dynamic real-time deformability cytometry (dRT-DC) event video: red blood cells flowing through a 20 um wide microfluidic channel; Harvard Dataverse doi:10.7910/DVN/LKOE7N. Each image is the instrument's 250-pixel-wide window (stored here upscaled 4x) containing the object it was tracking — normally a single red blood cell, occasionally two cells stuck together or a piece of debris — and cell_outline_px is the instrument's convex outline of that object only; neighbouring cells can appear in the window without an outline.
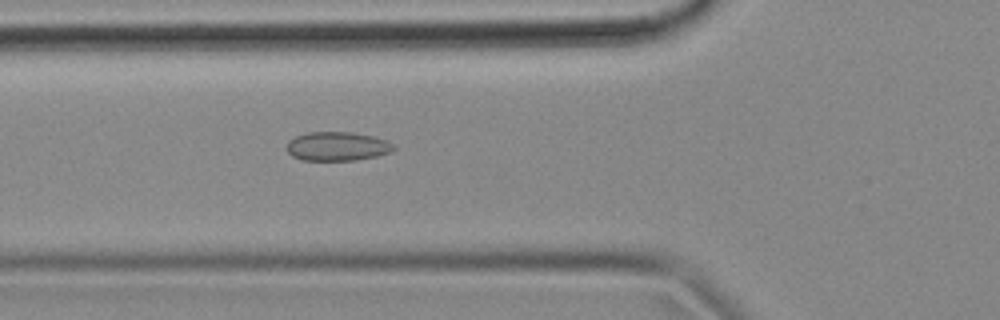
{"species": "common noctule bat (a hibernating species)", "species_latin": "Nyctalus noctula", "temperature_condition": "cold", "stored_images_in_passage": 47, "camera_frame_rate_fps": 3000, "um_per_image_px": 0.085, "animal": {"sex": "female", "body_mass_g": 18.4}, "frame": {"image": 1, "passage_image": 12, "time_ms": 3.667, "image_size_px": [1000, 320], "cell_outline_px": [[396, 148], [392, 152], [376, 156], [356, 160], [304, 160], [292, 156], [284, 148], [288, 140], [304, 132], [352, 132], [372, 136], [388, 140]], "centroid_in_image_um": [28.64, 12.43], "position_along_channel_um": 97.2, "area_um2": 18.26}}
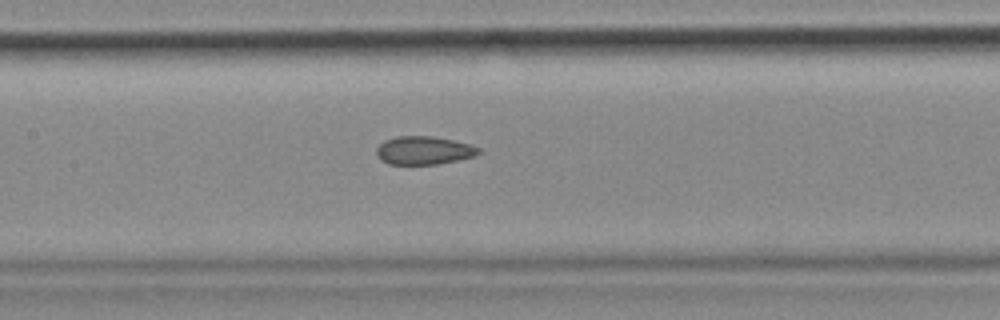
{"frame": {"image": 2, "passage_image": 18, "time_ms": 5.667, "image_size_px": [1000, 320], "cell_outline_px": [[480, 152], [476, 156], [436, 164], [388, 164], [380, 160], [376, 152], [376, 148], [384, 140], [396, 136], [432, 136], [472, 144], [480, 148]], "centroid_in_image_um": [36.02, 12.78], "position_along_channel_um": 171.4, "area_um2": 16.88}}
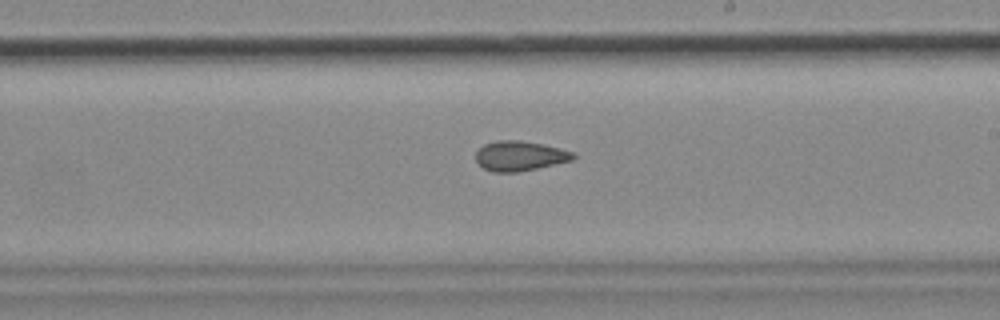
{"frame": {"image": 3, "passage_image": 24, "time_ms": 7.667, "image_size_px": [1000, 320], "cell_outline_px": [[576, 156], [572, 160], [536, 168], [516, 172], [492, 172], [484, 168], [476, 160], [476, 152], [484, 144], [496, 140], [520, 140], [544, 144], [576, 152]], "centroid_in_image_um": [44.2, 13.24], "position_along_channel_um": 244.8, "area_um2": 16.94}, "authors_computed_cell_mechanics": {"area_um2": 17.3978, "velocity_mm_per_s": 3.6951, "shape_relaxation_time_tau1_ms": null, "shape_relaxation_time_tau2_ms": 4.3543, "deformation_change_tau1": null, "deformation_change_tau2": 0.1249}}